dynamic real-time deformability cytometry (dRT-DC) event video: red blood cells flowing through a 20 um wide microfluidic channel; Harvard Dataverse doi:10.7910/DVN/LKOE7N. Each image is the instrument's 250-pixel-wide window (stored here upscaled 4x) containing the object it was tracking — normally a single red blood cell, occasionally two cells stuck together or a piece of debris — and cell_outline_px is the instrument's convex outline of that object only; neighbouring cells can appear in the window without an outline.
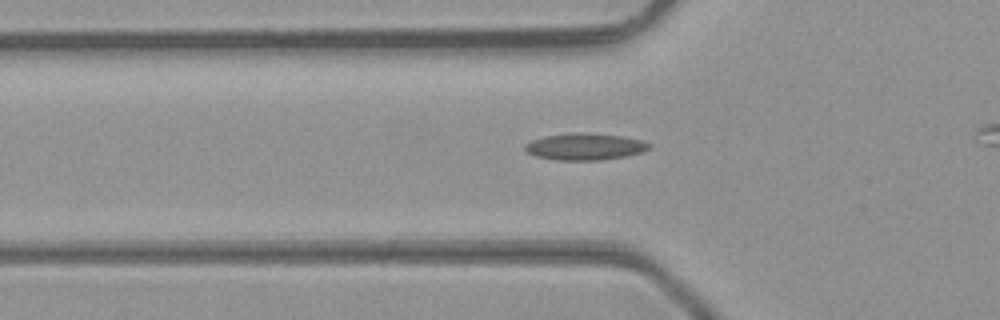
{"species": "common noctule bat (a hibernating species)", "species_latin": "Nyctalus noctula", "temperature_condition": "room temperature", "stored_images_in_passage": 36, "segment_of_instrument_passage": [1, 2], "camera_frame_rate_fps": 3000, "um_per_image_px": 0.085, "animal": {"sex": "male", "body_mass_g": 23.1, "forearm_length_mm": 52.7}, "frame": {"image": 1, "passage_image": 11, "time_ms": 3.333, "image_size_px": [1000, 320], "cell_outline_px": [[652, 144], [648, 148], [640, 152], [624, 156], [600, 160], [556, 160], [536, 156], [528, 152], [524, 148], [524, 144], [532, 140], [544, 136], [572, 132], [588, 132], [624, 136], [640, 140]], "centroid_in_image_um": [49.69, 12.44], "position_along_channel_um": 76.1, "area_um2": 19.36}}
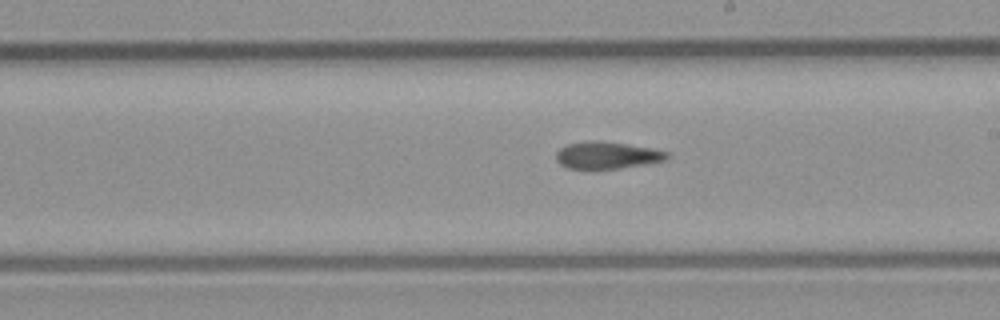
{"frame": {"image": 2, "passage_image": 22, "time_ms": 7.0, "image_size_px": [1000, 320], "cell_outline_px": [[668, 156], [664, 160], [620, 168], [568, 168], [560, 164], [556, 160], [556, 152], [560, 148], [568, 144], [592, 140], [596, 140], [624, 144], [648, 148], [668, 152]], "centroid_in_image_um": [51.53, 13.19], "position_along_channel_um": 237.5, "area_um2": 16.94}}
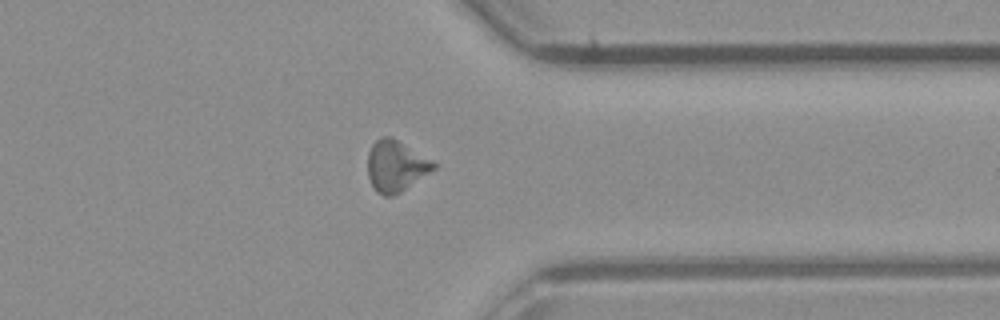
{"frame": {"image": 3, "passage_image": 32, "time_ms": 10.333, "image_size_px": [1000, 320], "cell_outline_px": [[436, 168], [400, 192], [392, 196], [384, 196], [376, 192], [368, 176], [368, 152], [372, 144], [380, 136], [392, 136], [432, 160], [436, 164]], "centroid_in_image_um": [33.63, 14.09], "position_along_channel_um": 377.8, "area_um2": 19.59}}